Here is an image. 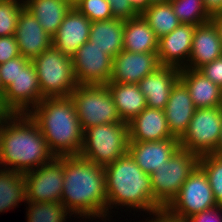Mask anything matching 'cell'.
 I'll return each mask as SVG.
<instances>
[{
	"instance_id": "cell-1",
	"label": "cell",
	"mask_w": 222,
	"mask_h": 222,
	"mask_svg": "<svg viewBox=\"0 0 222 222\" xmlns=\"http://www.w3.org/2000/svg\"><path fill=\"white\" fill-rule=\"evenodd\" d=\"M61 203L81 216H103L108 210L104 167L79 155L64 156Z\"/></svg>"
},
{
	"instance_id": "cell-2",
	"label": "cell",
	"mask_w": 222,
	"mask_h": 222,
	"mask_svg": "<svg viewBox=\"0 0 222 222\" xmlns=\"http://www.w3.org/2000/svg\"><path fill=\"white\" fill-rule=\"evenodd\" d=\"M33 108L35 111L28 115L39 127L51 153L55 157L79 155L84 131L70 96L43 98Z\"/></svg>"
},
{
	"instance_id": "cell-3",
	"label": "cell",
	"mask_w": 222,
	"mask_h": 222,
	"mask_svg": "<svg viewBox=\"0 0 222 222\" xmlns=\"http://www.w3.org/2000/svg\"><path fill=\"white\" fill-rule=\"evenodd\" d=\"M24 115L22 118L21 114H12V124H2L0 131V164L13 165L12 171L23 174L55 158L37 124L28 112Z\"/></svg>"
},
{
	"instance_id": "cell-4",
	"label": "cell",
	"mask_w": 222,
	"mask_h": 222,
	"mask_svg": "<svg viewBox=\"0 0 222 222\" xmlns=\"http://www.w3.org/2000/svg\"><path fill=\"white\" fill-rule=\"evenodd\" d=\"M107 206L143 208L152 213L163 208L154 198L150 175L143 172L129 153L104 167Z\"/></svg>"
},
{
	"instance_id": "cell-5",
	"label": "cell",
	"mask_w": 222,
	"mask_h": 222,
	"mask_svg": "<svg viewBox=\"0 0 222 222\" xmlns=\"http://www.w3.org/2000/svg\"><path fill=\"white\" fill-rule=\"evenodd\" d=\"M79 156L106 167L128 153L127 122L96 125L85 129ZM87 135V136H86Z\"/></svg>"
},
{
	"instance_id": "cell-6",
	"label": "cell",
	"mask_w": 222,
	"mask_h": 222,
	"mask_svg": "<svg viewBox=\"0 0 222 222\" xmlns=\"http://www.w3.org/2000/svg\"><path fill=\"white\" fill-rule=\"evenodd\" d=\"M31 62L35 67L43 98L68 97L78 86L72 58L53 46Z\"/></svg>"
},
{
	"instance_id": "cell-7",
	"label": "cell",
	"mask_w": 222,
	"mask_h": 222,
	"mask_svg": "<svg viewBox=\"0 0 222 222\" xmlns=\"http://www.w3.org/2000/svg\"><path fill=\"white\" fill-rule=\"evenodd\" d=\"M70 98L83 131L96 125L123 122L106 85H78Z\"/></svg>"
},
{
	"instance_id": "cell-8",
	"label": "cell",
	"mask_w": 222,
	"mask_h": 222,
	"mask_svg": "<svg viewBox=\"0 0 222 222\" xmlns=\"http://www.w3.org/2000/svg\"><path fill=\"white\" fill-rule=\"evenodd\" d=\"M198 163L199 156L196 153L179 148L167 163L150 175L153 198L165 208L178 194Z\"/></svg>"
},
{
	"instance_id": "cell-9",
	"label": "cell",
	"mask_w": 222,
	"mask_h": 222,
	"mask_svg": "<svg viewBox=\"0 0 222 222\" xmlns=\"http://www.w3.org/2000/svg\"><path fill=\"white\" fill-rule=\"evenodd\" d=\"M222 129V106L195 110L187 131L179 139L180 148L198 156L212 154Z\"/></svg>"
},
{
	"instance_id": "cell-10",
	"label": "cell",
	"mask_w": 222,
	"mask_h": 222,
	"mask_svg": "<svg viewBox=\"0 0 222 222\" xmlns=\"http://www.w3.org/2000/svg\"><path fill=\"white\" fill-rule=\"evenodd\" d=\"M215 207L218 205L207 175L197 166L165 209L175 216L190 218Z\"/></svg>"
},
{
	"instance_id": "cell-11",
	"label": "cell",
	"mask_w": 222,
	"mask_h": 222,
	"mask_svg": "<svg viewBox=\"0 0 222 222\" xmlns=\"http://www.w3.org/2000/svg\"><path fill=\"white\" fill-rule=\"evenodd\" d=\"M36 171V172H35ZM24 173L28 202H61L64 183V156L55 157L38 170Z\"/></svg>"
},
{
	"instance_id": "cell-12",
	"label": "cell",
	"mask_w": 222,
	"mask_h": 222,
	"mask_svg": "<svg viewBox=\"0 0 222 222\" xmlns=\"http://www.w3.org/2000/svg\"><path fill=\"white\" fill-rule=\"evenodd\" d=\"M72 65L78 85H107L112 74L113 58L87 41L72 57Z\"/></svg>"
},
{
	"instance_id": "cell-13",
	"label": "cell",
	"mask_w": 222,
	"mask_h": 222,
	"mask_svg": "<svg viewBox=\"0 0 222 222\" xmlns=\"http://www.w3.org/2000/svg\"><path fill=\"white\" fill-rule=\"evenodd\" d=\"M43 99L35 67L30 62L3 91V102L12 114H26L28 105L35 107ZM27 110V111H25ZM25 111V112H24Z\"/></svg>"
},
{
	"instance_id": "cell-14",
	"label": "cell",
	"mask_w": 222,
	"mask_h": 222,
	"mask_svg": "<svg viewBox=\"0 0 222 222\" xmlns=\"http://www.w3.org/2000/svg\"><path fill=\"white\" fill-rule=\"evenodd\" d=\"M160 66L157 53H136L122 50L113 58L109 82L137 84Z\"/></svg>"
},
{
	"instance_id": "cell-15",
	"label": "cell",
	"mask_w": 222,
	"mask_h": 222,
	"mask_svg": "<svg viewBox=\"0 0 222 222\" xmlns=\"http://www.w3.org/2000/svg\"><path fill=\"white\" fill-rule=\"evenodd\" d=\"M90 28L91 21L72 7L57 33L52 37V46L72 58L76 51L89 40Z\"/></svg>"
},
{
	"instance_id": "cell-16",
	"label": "cell",
	"mask_w": 222,
	"mask_h": 222,
	"mask_svg": "<svg viewBox=\"0 0 222 222\" xmlns=\"http://www.w3.org/2000/svg\"><path fill=\"white\" fill-rule=\"evenodd\" d=\"M179 148L176 137L160 141H129L128 153L143 172L151 175L167 163Z\"/></svg>"
},
{
	"instance_id": "cell-17",
	"label": "cell",
	"mask_w": 222,
	"mask_h": 222,
	"mask_svg": "<svg viewBox=\"0 0 222 222\" xmlns=\"http://www.w3.org/2000/svg\"><path fill=\"white\" fill-rule=\"evenodd\" d=\"M19 52L32 60L52 46V37L40 25L33 14L25 7L22 9L14 33Z\"/></svg>"
},
{
	"instance_id": "cell-18",
	"label": "cell",
	"mask_w": 222,
	"mask_h": 222,
	"mask_svg": "<svg viewBox=\"0 0 222 222\" xmlns=\"http://www.w3.org/2000/svg\"><path fill=\"white\" fill-rule=\"evenodd\" d=\"M179 74V68L160 66L137 83L146 97L148 108L165 109L172 88L179 81Z\"/></svg>"
},
{
	"instance_id": "cell-19",
	"label": "cell",
	"mask_w": 222,
	"mask_h": 222,
	"mask_svg": "<svg viewBox=\"0 0 222 222\" xmlns=\"http://www.w3.org/2000/svg\"><path fill=\"white\" fill-rule=\"evenodd\" d=\"M129 141H160L174 137L163 109L146 107L128 122Z\"/></svg>"
},
{
	"instance_id": "cell-20",
	"label": "cell",
	"mask_w": 222,
	"mask_h": 222,
	"mask_svg": "<svg viewBox=\"0 0 222 222\" xmlns=\"http://www.w3.org/2000/svg\"><path fill=\"white\" fill-rule=\"evenodd\" d=\"M195 28L194 25L180 24L171 33L159 39L157 55L161 66L183 68L178 61L181 57L190 58Z\"/></svg>"
},
{
	"instance_id": "cell-21",
	"label": "cell",
	"mask_w": 222,
	"mask_h": 222,
	"mask_svg": "<svg viewBox=\"0 0 222 222\" xmlns=\"http://www.w3.org/2000/svg\"><path fill=\"white\" fill-rule=\"evenodd\" d=\"M196 107L188 89L179 80L172 88L164 109L170 133L180 139L187 131Z\"/></svg>"
},
{
	"instance_id": "cell-22",
	"label": "cell",
	"mask_w": 222,
	"mask_h": 222,
	"mask_svg": "<svg viewBox=\"0 0 222 222\" xmlns=\"http://www.w3.org/2000/svg\"><path fill=\"white\" fill-rule=\"evenodd\" d=\"M222 56V43L218 30L210 20L204 24L197 25L193 34L192 50L190 53L191 66L198 70L207 63Z\"/></svg>"
},
{
	"instance_id": "cell-23",
	"label": "cell",
	"mask_w": 222,
	"mask_h": 222,
	"mask_svg": "<svg viewBox=\"0 0 222 222\" xmlns=\"http://www.w3.org/2000/svg\"><path fill=\"white\" fill-rule=\"evenodd\" d=\"M179 80L188 89L196 109L222 106V89L200 71L181 68Z\"/></svg>"
},
{
	"instance_id": "cell-24",
	"label": "cell",
	"mask_w": 222,
	"mask_h": 222,
	"mask_svg": "<svg viewBox=\"0 0 222 222\" xmlns=\"http://www.w3.org/2000/svg\"><path fill=\"white\" fill-rule=\"evenodd\" d=\"M106 86L122 121L130 122L147 107L146 97L137 84L109 82Z\"/></svg>"
},
{
	"instance_id": "cell-25",
	"label": "cell",
	"mask_w": 222,
	"mask_h": 222,
	"mask_svg": "<svg viewBox=\"0 0 222 222\" xmlns=\"http://www.w3.org/2000/svg\"><path fill=\"white\" fill-rule=\"evenodd\" d=\"M158 41L154 31L141 15L124 21L123 50L136 53H157Z\"/></svg>"
},
{
	"instance_id": "cell-26",
	"label": "cell",
	"mask_w": 222,
	"mask_h": 222,
	"mask_svg": "<svg viewBox=\"0 0 222 222\" xmlns=\"http://www.w3.org/2000/svg\"><path fill=\"white\" fill-rule=\"evenodd\" d=\"M124 20L109 19L91 22L89 40L112 58L123 50Z\"/></svg>"
},
{
	"instance_id": "cell-27",
	"label": "cell",
	"mask_w": 222,
	"mask_h": 222,
	"mask_svg": "<svg viewBox=\"0 0 222 222\" xmlns=\"http://www.w3.org/2000/svg\"><path fill=\"white\" fill-rule=\"evenodd\" d=\"M24 5L51 37L72 8L66 0H27Z\"/></svg>"
},
{
	"instance_id": "cell-28",
	"label": "cell",
	"mask_w": 222,
	"mask_h": 222,
	"mask_svg": "<svg viewBox=\"0 0 222 222\" xmlns=\"http://www.w3.org/2000/svg\"><path fill=\"white\" fill-rule=\"evenodd\" d=\"M0 212L26 200V181L23 173L0 170Z\"/></svg>"
},
{
	"instance_id": "cell-29",
	"label": "cell",
	"mask_w": 222,
	"mask_h": 222,
	"mask_svg": "<svg viewBox=\"0 0 222 222\" xmlns=\"http://www.w3.org/2000/svg\"><path fill=\"white\" fill-rule=\"evenodd\" d=\"M141 16L158 39L171 33L181 24L170 2L152 4Z\"/></svg>"
},
{
	"instance_id": "cell-30",
	"label": "cell",
	"mask_w": 222,
	"mask_h": 222,
	"mask_svg": "<svg viewBox=\"0 0 222 222\" xmlns=\"http://www.w3.org/2000/svg\"><path fill=\"white\" fill-rule=\"evenodd\" d=\"M169 2L181 24L197 26L211 20L203 0H170Z\"/></svg>"
},
{
	"instance_id": "cell-31",
	"label": "cell",
	"mask_w": 222,
	"mask_h": 222,
	"mask_svg": "<svg viewBox=\"0 0 222 222\" xmlns=\"http://www.w3.org/2000/svg\"><path fill=\"white\" fill-rule=\"evenodd\" d=\"M198 166L207 175L217 205L222 207V156L214 153L201 155Z\"/></svg>"
},
{
	"instance_id": "cell-32",
	"label": "cell",
	"mask_w": 222,
	"mask_h": 222,
	"mask_svg": "<svg viewBox=\"0 0 222 222\" xmlns=\"http://www.w3.org/2000/svg\"><path fill=\"white\" fill-rule=\"evenodd\" d=\"M28 222H63L67 214L61 202H29Z\"/></svg>"
},
{
	"instance_id": "cell-33",
	"label": "cell",
	"mask_w": 222,
	"mask_h": 222,
	"mask_svg": "<svg viewBox=\"0 0 222 222\" xmlns=\"http://www.w3.org/2000/svg\"><path fill=\"white\" fill-rule=\"evenodd\" d=\"M25 7L17 0H0V37L14 35L18 17Z\"/></svg>"
},
{
	"instance_id": "cell-34",
	"label": "cell",
	"mask_w": 222,
	"mask_h": 222,
	"mask_svg": "<svg viewBox=\"0 0 222 222\" xmlns=\"http://www.w3.org/2000/svg\"><path fill=\"white\" fill-rule=\"evenodd\" d=\"M75 8L91 22L114 18L107 0H81Z\"/></svg>"
},
{
	"instance_id": "cell-35",
	"label": "cell",
	"mask_w": 222,
	"mask_h": 222,
	"mask_svg": "<svg viewBox=\"0 0 222 222\" xmlns=\"http://www.w3.org/2000/svg\"><path fill=\"white\" fill-rule=\"evenodd\" d=\"M30 62V59L20 55L0 65V84L3 91Z\"/></svg>"
},
{
	"instance_id": "cell-36",
	"label": "cell",
	"mask_w": 222,
	"mask_h": 222,
	"mask_svg": "<svg viewBox=\"0 0 222 222\" xmlns=\"http://www.w3.org/2000/svg\"><path fill=\"white\" fill-rule=\"evenodd\" d=\"M20 55L14 35L0 37V65Z\"/></svg>"
},
{
	"instance_id": "cell-37",
	"label": "cell",
	"mask_w": 222,
	"mask_h": 222,
	"mask_svg": "<svg viewBox=\"0 0 222 222\" xmlns=\"http://www.w3.org/2000/svg\"><path fill=\"white\" fill-rule=\"evenodd\" d=\"M111 7L112 15L115 19L129 20L139 16L132 8L128 1L124 0H107Z\"/></svg>"
},
{
	"instance_id": "cell-38",
	"label": "cell",
	"mask_w": 222,
	"mask_h": 222,
	"mask_svg": "<svg viewBox=\"0 0 222 222\" xmlns=\"http://www.w3.org/2000/svg\"><path fill=\"white\" fill-rule=\"evenodd\" d=\"M198 71L222 89V56L203 65Z\"/></svg>"
},
{
	"instance_id": "cell-39",
	"label": "cell",
	"mask_w": 222,
	"mask_h": 222,
	"mask_svg": "<svg viewBox=\"0 0 222 222\" xmlns=\"http://www.w3.org/2000/svg\"><path fill=\"white\" fill-rule=\"evenodd\" d=\"M215 210L216 211H219V210L222 211V207L218 206V207L212 208L210 210L203 211L201 213H198L196 215L191 216L188 219L191 222H213L212 220H214V218L216 220V217H217V219L220 220V221H217V222H222V219H219L220 217L216 216L218 214V212H216Z\"/></svg>"
},
{
	"instance_id": "cell-40",
	"label": "cell",
	"mask_w": 222,
	"mask_h": 222,
	"mask_svg": "<svg viewBox=\"0 0 222 222\" xmlns=\"http://www.w3.org/2000/svg\"><path fill=\"white\" fill-rule=\"evenodd\" d=\"M158 215L157 219L151 222H191L188 218H181L175 216L174 214L170 213L165 208H160L155 212V215Z\"/></svg>"
},
{
	"instance_id": "cell-41",
	"label": "cell",
	"mask_w": 222,
	"mask_h": 222,
	"mask_svg": "<svg viewBox=\"0 0 222 222\" xmlns=\"http://www.w3.org/2000/svg\"><path fill=\"white\" fill-rule=\"evenodd\" d=\"M203 4L211 17L222 12V0H203Z\"/></svg>"
},
{
	"instance_id": "cell-42",
	"label": "cell",
	"mask_w": 222,
	"mask_h": 222,
	"mask_svg": "<svg viewBox=\"0 0 222 222\" xmlns=\"http://www.w3.org/2000/svg\"><path fill=\"white\" fill-rule=\"evenodd\" d=\"M128 1L132 6L133 10L138 14L142 15L150 6V0H124Z\"/></svg>"
},
{
	"instance_id": "cell-43",
	"label": "cell",
	"mask_w": 222,
	"mask_h": 222,
	"mask_svg": "<svg viewBox=\"0 0 222 222\" xmlns=\"http://www.w3.org/2000/svg\"><path fill=\"white\" fill-rule=\"evenodd\" d=\"M211 21L213 22L216 29L218 30L220 41L222 43V12L212 16Z\"/></svg>"
},
{
	"instance_id": "cell-44",
	"label": "cell",
	"mask_w": 222,
	"mask_h": 222,
	"mask_svg": "<svg viewBox=\"0 0 222 222\" xmlns=\"http://www.w3.org/2000/svg\"><path fill=\"white\" fill-rule=\"evenodd\" d=\"M214 154L222 156V129H221V133H220V137H219V143L217 145V148H216Z\"/></svg>"
},
{
	"instance_id": "cell-45",
	"label": "cell",
	"mask_w": 222,
	"mask_h": 222,
	"mask_svg": "<svg viewBox=\"0 0 222 222\" xmlns=\"http://www.w3.org/2000/svg\"><path fill=\"white\" fill-rule=\"evenodd\" d=\"M170 0H150V4L167 3Z\"/></svg>"
},
{
	"instance_id": "cell-46",
	"label": "cell",
	"mask_w": 222,
	"mask_h": 222,
	"mask_svg": "<svg viewBox=\"0 0 222 222\" xmlns=\"http://www.w3.org/2000/svg\"><path fill=\"white\" fill-rule=\"evenodd\" d=\"M72 7H75L81 0H66Z\"/></svg>"
},
{
	"instance_id": "cell-47",
	"label": "cell",
	"mask_w": 222,
	"mask_h": 222,
	"mask_svg": "<svg viewBox=\"0 0 222 222\" xmlns=\"http://www.w3.org/2000/svg\"><path fill=\"white\" fill-rule=\"evenodd\" d=\"M0 95H3V90L1 88V84H0Z\"/></svg>"
},
{
	"instance_id": "cell-48",
	"label": "cell",
	"mask_w": 222,
	"mask_h": 222,
	"mask_svg": "<svg viewBox=\"0 0 222 222\" xmlns=\"http://www.w3.org/2000/svg\"><path fill=\"white\" fill-rule=\"evenodd\" d=\"M2 123H4V122H0V131H1Z\"/></svg>"
}]
</instances>
